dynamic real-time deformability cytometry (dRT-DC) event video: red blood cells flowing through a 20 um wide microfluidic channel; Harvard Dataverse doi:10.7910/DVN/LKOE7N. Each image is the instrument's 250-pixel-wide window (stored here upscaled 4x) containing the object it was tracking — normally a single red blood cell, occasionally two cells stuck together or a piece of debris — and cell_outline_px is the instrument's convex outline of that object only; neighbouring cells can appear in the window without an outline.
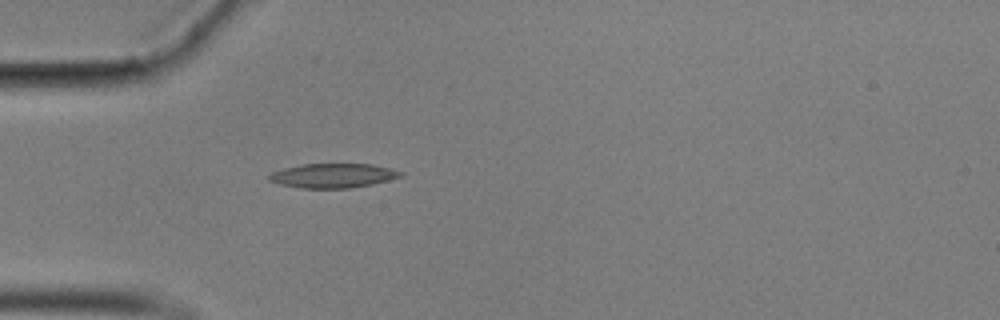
{"species": "common noctule bat (a hibernating species)", "species_latin": "Nyctalus noctula", "temperature_condition": "cold", "stored_images_in_passage": 41, "camera_frame_rate_fps": 3000, "um_per_image_px": 0.085, "animal": {"sex": "male", "body_mass_g": 17.9}, "frame": {"image": 1, "passage_image": 1, "time_ms": 0.0, "image_size_px": [1000, 320], "cell_outline_px": [[404, 172], [400, 176], [388, 180], [372, 184], [348, 188], [300, 188], [280, 184], [268, 180], [268, 176], [272, 172], [284, 168], [304, 164], [372, 164]], "centroid_in_image_um": [28.28, 14.93], "position_along_channel_um": 56.7, "area_um2": 18.44}}
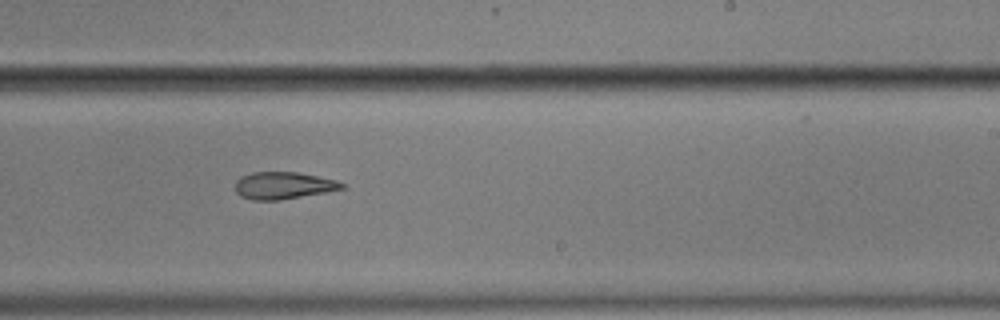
{"frame": {"image": 2, "passage_image": 19, "time_ms": 6.0, "image_size_px": [1000, 320], "cell_outline_px": [[348, 184], [344, 188], [328, 192], [280, 200], [252, 200], [240, 196], [236, 192], [236, 180], [240, 176], [252, 172], [296, 172], [336, 180]], "centroid_in_image_um": [24.1, 15.77], "position_along_channel_um": 264.9, "area_um2": 16.99}}
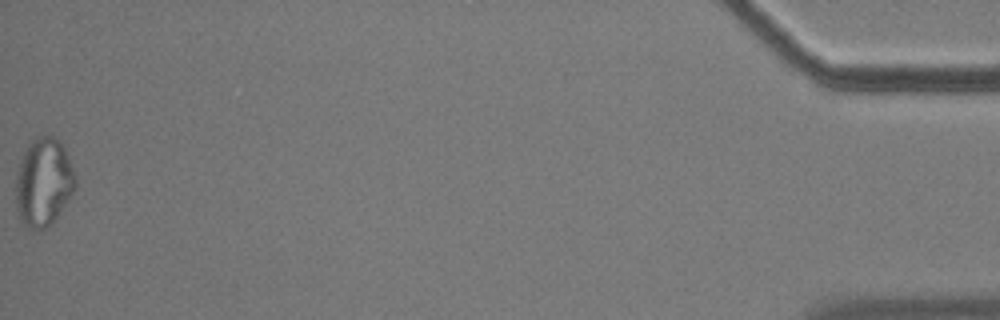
{"frame": {"image": 3, "passage_image": 41, "time_ms": 13.333, "image_size_px": [1000, 320], "cell_outline_px": [[76, 188], [68, 200], [48, 228], [32, 232], [20, 220], [16, 212], [16, 172], [20, 160], [28, 144], [36, 136], [52, 136], [64, 148], [76, 176]], "centroid_in_image_um": [3.67, 15.54], "position_along_channel_um": 431.5, "area_um2": 30.81}, "authors_computed_cell_mechanics": {"area_um2": 18.7272, "velocity_mm_per_s": 3.5523, "shape_relaxation_time_tau1_ms": null, "shape_relaxation_time_tau2_ms": 6.5093, "deformation_change_tau1": null, "deformation_change_tau2": 0.1729}}